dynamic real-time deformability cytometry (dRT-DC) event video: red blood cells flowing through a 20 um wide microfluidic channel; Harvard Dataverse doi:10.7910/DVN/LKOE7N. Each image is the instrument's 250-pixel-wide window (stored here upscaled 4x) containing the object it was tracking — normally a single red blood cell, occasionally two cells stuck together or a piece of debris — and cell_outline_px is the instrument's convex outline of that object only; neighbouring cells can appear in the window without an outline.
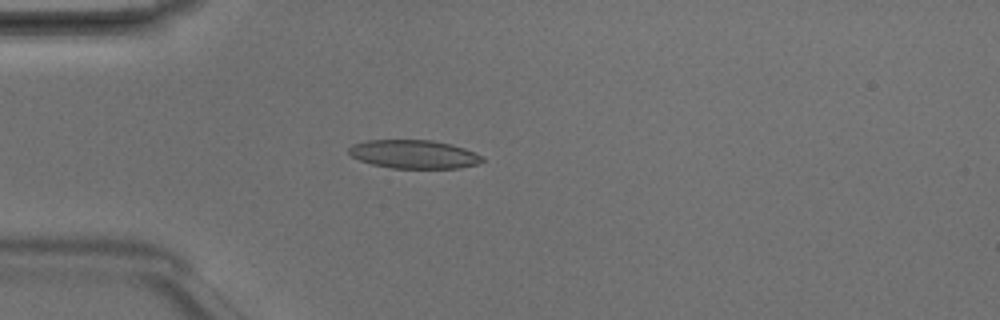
{"species": "Egyptian fruit bat (a non-hibernating species)", "species_latin": "Rousettus aegyptiacus", "temperature_condition": "room temperature", "stored_images_in_passage": 3, "camera_frame_rate_fps": 3000, "um_per_image_px": 0.085, "animal": {"sex": "male"}, "frame": {"image": 1, "passage_image": 3, "time_ms": 0.667, "image_size_px": [1000, 320], "cell_outline_px": [[484, 160], [476, 164], [460, 168], [392, 168], [372, 164], [360, 160], [352, 156], [348, 152], [348, 148], [352, 144], [368, 140], [432, 140], [452, 144], [476, 152], [484, 156]], "centroid_in_image_um": [35.2, 13.1], "position_along_channel_um": 49.8, "area_um2": 22.25}}